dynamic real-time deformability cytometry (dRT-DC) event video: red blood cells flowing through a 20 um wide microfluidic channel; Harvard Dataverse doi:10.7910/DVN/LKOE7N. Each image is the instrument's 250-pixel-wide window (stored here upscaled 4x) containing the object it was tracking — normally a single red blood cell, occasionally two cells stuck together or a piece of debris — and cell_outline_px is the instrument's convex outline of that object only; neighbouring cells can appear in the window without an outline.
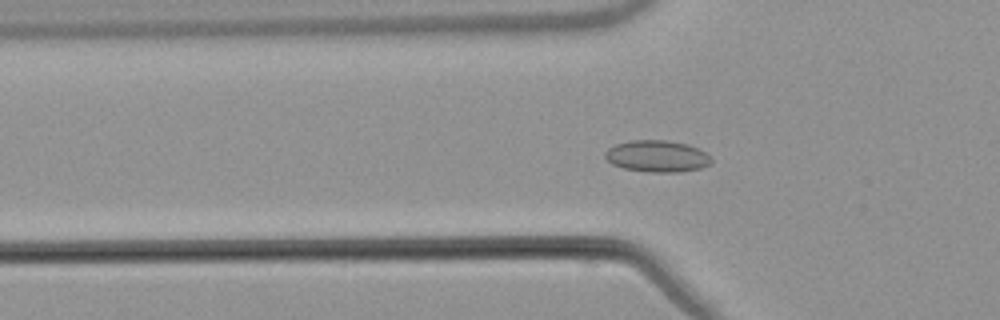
{"species": "common noctule bat (a hibernating species)", "species_latin": "Nyctalus noctula", "temperature_condition": "warm", "stored_images_in_passage": 56, "camera_frame_rate_fps": 3000, "um_per_image_px": 0.085, "animal": {"sex": "male", "body_mass_g": 21.5, "forearm_length_mm": 52.0}, "frame": {"image": 1, "passage_image": 20, "time_ms": 6.333, "image_size_px": [1000, 320], "cell_outline_px": [[712, 160], [708, 164], [700, 168], [680, 172], [648, 172], [624, 168], [612, 164], [604, 156], [604, 152], [608, 148], [616, 144], [632, 140], [664, 140], [688, 144], [704, 152]], "centroid_in_image_um": [55.81, 13.28], "position_along_channel_um": 70.0, "area_um2": 19.42}}
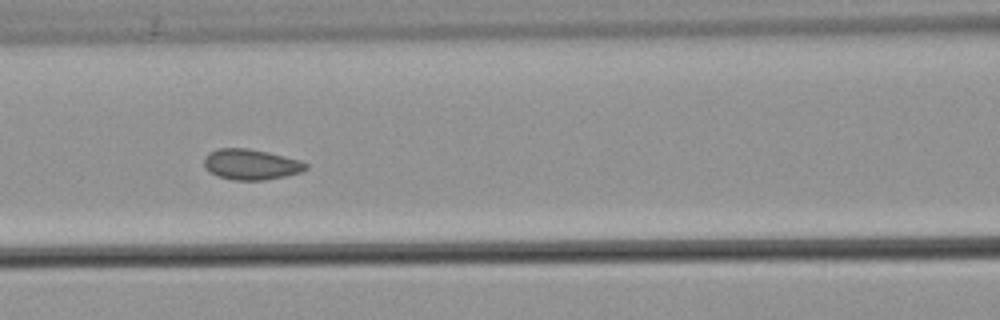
{"frame": {"image": 2, "passage_image": 26, "time_ms": 8.333, "image_size_px": [1000, 320], "cell_outline_px": [[308, 168], [300, 172], [284, 176], [264, 180], [232, 180], [216, 176], [208, 172], [204, 168], [204, 156], [208, 152], [220, 148], [248, 148], [268, 152], [300, 160], [308, 164]], "centroid_in_image_um": [21.28, 13.97], "position_along_channel_um": 145.3, "area_um2": 18.32}}
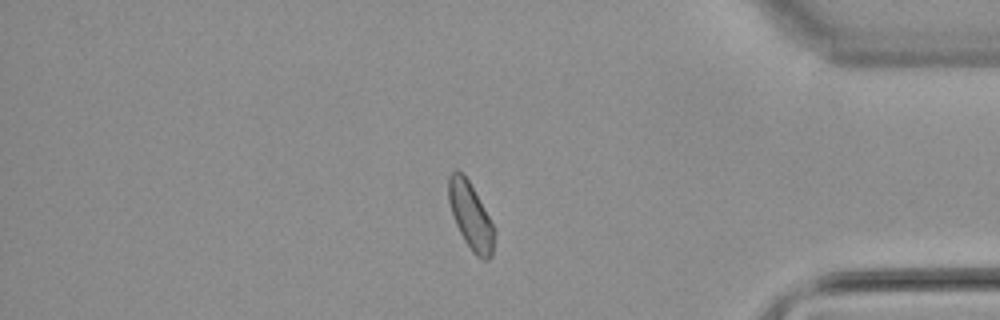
{"frame": {"image": 3, "passage_image": 48, "time_ms": 15.667, "image_size_px": [1000, 320], "cell_outline_px": [[496, 232], [492, 256], [488, 260], [484, 260], [476, 256], [472, 252], [464, 240], [456, 224], [448, 200], [448, 176], [456, 168], [468, 180], [496, 228]], "centroid_in_image_um": [40.03, 18.39], "position_along_channel_um": 395.2, "area_um2": 17.86}, "authors_computed_cell_mechanics": {"area_um2": 18.1492, "velocity_mm_per_s": 3.7822, "shape_relaxation_time_tau1_ms": null, "shape_relaxation_time_tau2_ms": 1.4408, "deformation_change_tau1": null, "deformation_change_tau2": 0.0585}}